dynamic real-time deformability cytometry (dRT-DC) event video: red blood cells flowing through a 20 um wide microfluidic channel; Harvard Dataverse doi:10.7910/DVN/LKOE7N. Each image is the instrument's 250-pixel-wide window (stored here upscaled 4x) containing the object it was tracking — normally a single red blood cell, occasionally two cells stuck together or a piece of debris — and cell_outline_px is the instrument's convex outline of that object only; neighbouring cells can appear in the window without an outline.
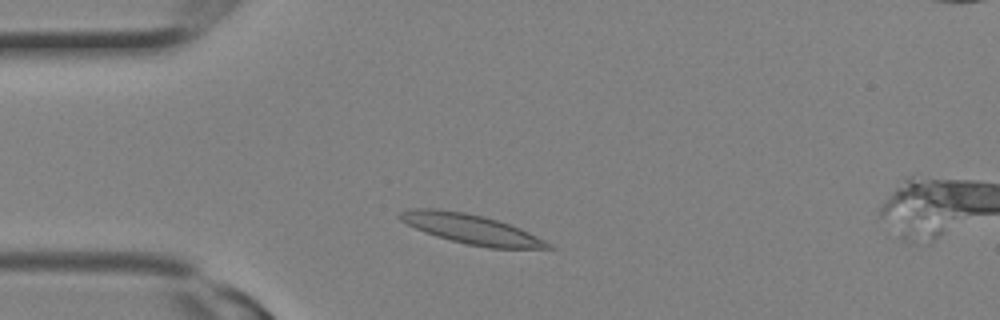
{"species": "Egyptian fruit bat (a non-hibernating species)", "species_latin": "Rousettus aegyptiacus", "temperature_condition": "room temperature", "stored_images_in_passage": 1, "camera_frame_rate_fps": 3000, "um_per_image_px": 0.085, "animal": {"sex": "female"}, "frame": {"image": 1, "passage_image": 1, "time_ms": 0.0, "image_size_px": [1000, 320], "cell_outline_px": [[556, 248], [488, 248], [468, 244], [436, 236], [424, 232], [400, 220], [396, 216], [400, 212], [408, 208], [436, 208], [464, 212], [484, 216], [520, 228], [552, 244]], "centroid_in_image_um": [40.01, 19.46], "position_along_channel_um": 45.0, "area_um2": 25.43}}